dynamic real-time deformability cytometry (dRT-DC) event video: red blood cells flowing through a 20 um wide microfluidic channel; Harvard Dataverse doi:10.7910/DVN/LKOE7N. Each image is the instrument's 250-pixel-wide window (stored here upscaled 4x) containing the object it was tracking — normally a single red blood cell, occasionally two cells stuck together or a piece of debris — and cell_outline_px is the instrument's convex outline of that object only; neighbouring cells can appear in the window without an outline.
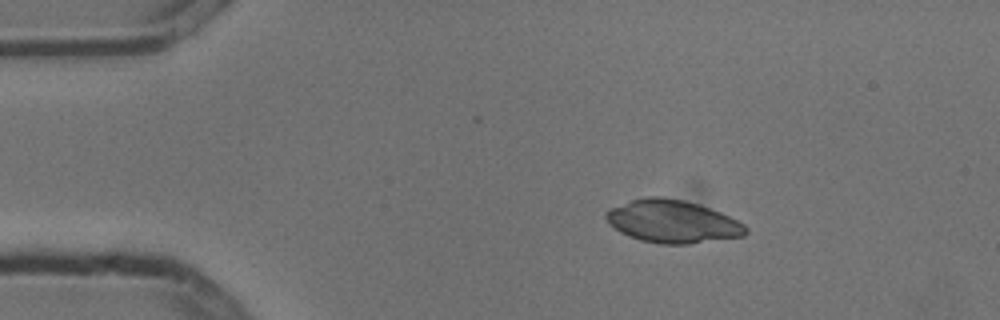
{"species": "common noctule bat (a hibernating species)", "species_latin": "Nyctalus noctula", "temperature_condition": "cold", "stored_images_in_passage": 3, "camera_frame_rate_fps": 3000, "um_per_image_px": 0.085, "animal": {"sex": "male", "body_mass_g": 13.3}, "frame": {"image": 1, "passage_image": 1, "time_ms": 0.0, "image_size_px": [1000, 320], "cell_outline_px": [[748, 232], [744, 236], [688, 244], [660, 244], [640, 240], [628, 236], [620, 232], [608, 224], [604, 216], [604, 212], [612, 208], [632, 200], [644, 196], [660, 196], [684, 200], [700, 204], [720, 212], [744, 224], [748, 228]], "centroid_in_image_um": [57.15, 18.82], "position_along_channel_um": 27.9, "area_um2": 34.97}}